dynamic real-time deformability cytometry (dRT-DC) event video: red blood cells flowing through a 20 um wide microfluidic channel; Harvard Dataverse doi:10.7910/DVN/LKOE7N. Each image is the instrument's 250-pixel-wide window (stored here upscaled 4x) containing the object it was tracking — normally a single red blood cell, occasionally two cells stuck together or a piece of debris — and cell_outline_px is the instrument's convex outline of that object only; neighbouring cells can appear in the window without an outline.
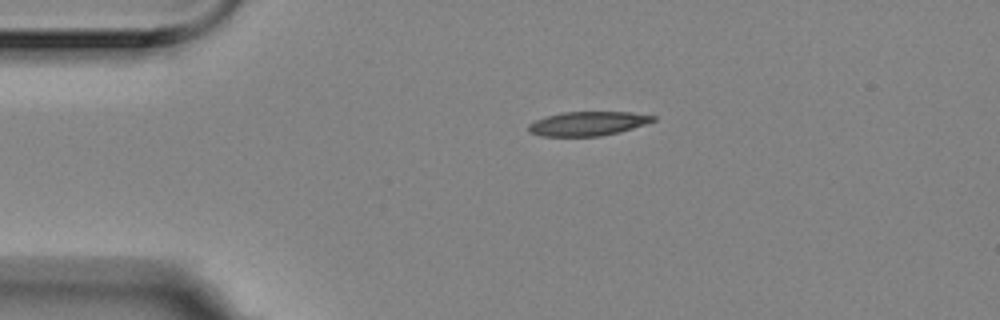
{"species": "Egyptian fruit bat (a non-hibernating species)", "species_latin": "Rousettus aegyptiacus", "temperature_condition": "room temperature", "stored_images_in_passage": 2, "camera_frame_rate_fps": 3000, "um_per_image_px": 0.085, "animal": {"sex": "female"}, "frame": {"image": 1, "passage_image": 1, "time_ms": 0.0, "image_size_px": [1000, 320], "cell_outline_px": [[656, 120], [632, 128], [600, 136], [544, 136], [528, 132], [528, 124], [536, 120], [548, 116], [564, 112], [632, 112], [656, 116]], "centroid_in_image_um": [49.96, 10.5], "position_along_channel_um": 35.0, "area_um2": 17.28}}